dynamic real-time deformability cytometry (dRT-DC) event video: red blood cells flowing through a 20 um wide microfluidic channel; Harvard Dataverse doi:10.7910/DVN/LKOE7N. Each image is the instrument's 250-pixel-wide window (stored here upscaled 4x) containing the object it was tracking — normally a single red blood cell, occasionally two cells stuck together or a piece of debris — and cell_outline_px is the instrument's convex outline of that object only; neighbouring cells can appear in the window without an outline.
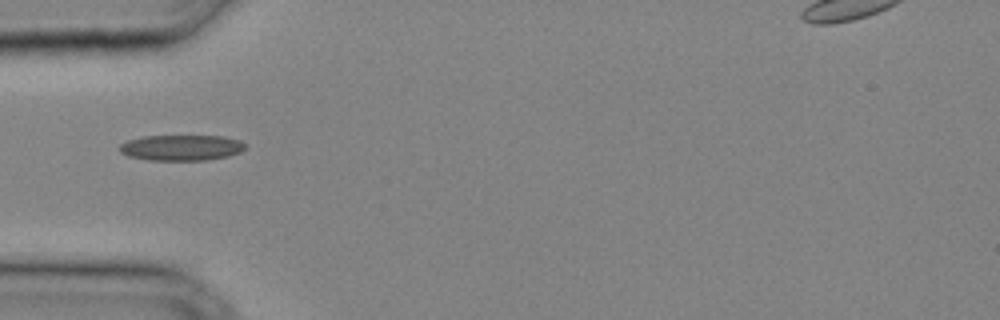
{"species": "common noctule bat (a hibernating species)", "species_latin": "Nyctalus noctula", "temperature_condition": "cold", "stored_images_in_passage": 22, "camera_frame_rate_fps": 3000, "um_per_image_px": 0.085, "animal": {"sex": "male", "body_mass_g": 20.4}, "frame": {"image": 1, "passage_image": 1, "time_ms": 0.0, "image_size_px": [1000, 320], "cell_outline_px": [[248, 148], [240, 152], [228, 156], [204, 160], [148, 160], [128, 156], [120, 152], [120, 144], [128, 140], [144, 136], [224, 136], [240, 140], [248, 144]], "centroid_in_image_um": [15.47, 12.55], "position_along_channel_um": 69.5, "area_um2": 18.96}}